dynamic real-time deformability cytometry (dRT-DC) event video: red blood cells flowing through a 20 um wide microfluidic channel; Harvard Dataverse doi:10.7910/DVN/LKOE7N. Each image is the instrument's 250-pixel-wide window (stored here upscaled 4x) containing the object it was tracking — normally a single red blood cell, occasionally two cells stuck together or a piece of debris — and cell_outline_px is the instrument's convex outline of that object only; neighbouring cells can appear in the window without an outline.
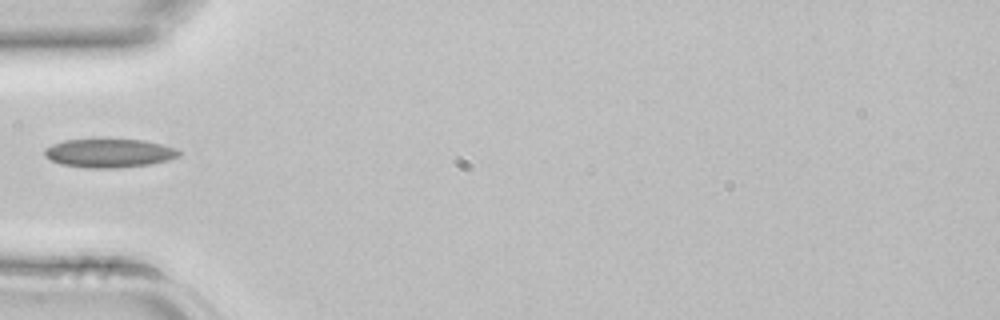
{"species": "common noctule bat (a hibernating species)", "species_latin": "Nyctalus noctula", "temperature_condition": "room temperature", "stored_images_in_passage": 1, "camera_frame_rate_fps": 3000, "um_per_image_px": 0.085, "animal": {"sex": "female", "body_mass_g": 22.7, "forearm_length_mm": 54.2}, "frame": {"image": 1, "passage_image": 1, "time_ms": 0.0, "image_size_px": [1000, 320], "cell_outline_px": [[180, 156], [168, 160], [152, 164], [116, 168], [84, 168], [60, 164], [44, 156], [44, 148], [52, 144], [64, 140], [144, 140], [176, 148], [180, 152]], "centroid_in_image_um": [9.27, 13.03], "position_along_channel_um": 75.7, "area_um2": 22.43}}